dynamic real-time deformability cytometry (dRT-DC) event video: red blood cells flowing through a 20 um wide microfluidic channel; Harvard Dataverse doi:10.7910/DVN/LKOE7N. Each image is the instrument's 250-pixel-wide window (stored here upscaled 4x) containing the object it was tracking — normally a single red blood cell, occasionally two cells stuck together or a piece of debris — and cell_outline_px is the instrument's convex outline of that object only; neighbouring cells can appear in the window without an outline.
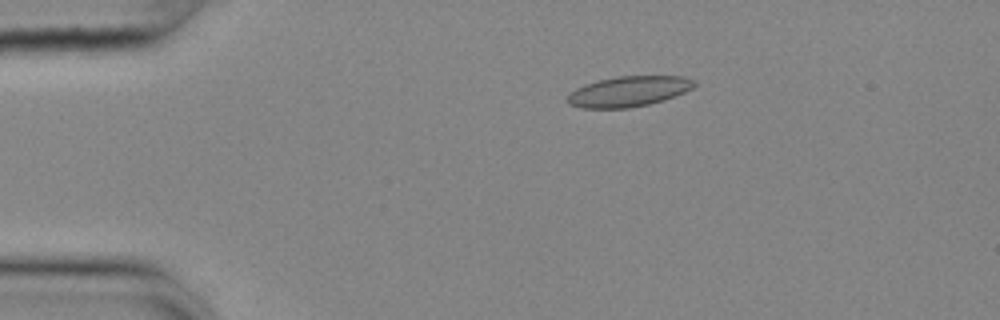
{"species": "common noctule bat (a hibernating species)", "species_latin": "Nyctalus noctula", "temperature_condition": "cold", "stored_images_in_passage": 53, "camera_frame_rate_fps": 3000, "um_per_image_px": 0.085, "animal": {"sex": "female", "body_mass_g": 25.1}, "frame": {"image": 1, "passage_image": 9, "time_ms": 2.667, "image_size_px": [1000, 320], "cell_outline_px": [[696, 84], [692, 88], [684, 92], [648, 104], [628, 108], [580, 108], [572, 104], [568, 100], [568, 96], [576, 88], [584, 84], [616, 76], [684, 76], [696, 80]], "centroid_in_image_um": [53.45, 7.75], "position_along_channel_um": 31.6, "area_um2": 22.14}}
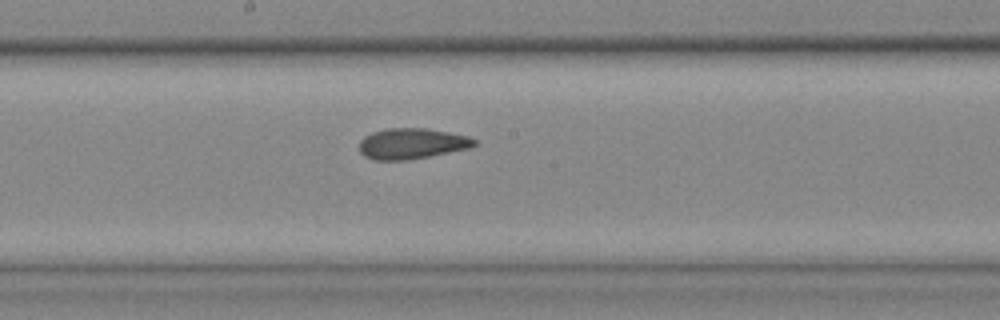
{"frame": {"image": 2, "passage_image": 28, "time_ms": 9.0, "image_size_px": [1000, 320], "cell_outline_px": [[476, 144], [468, 148], [408, 160], [372, 160], [364, 156], [360, 152], [360, 140], [364, 136], [372, 132], [388, 128], [424, 128], [448, 132], [468, 136], [476, 140]], "centroid_in_image_um": [34.96, 12.2], "position_along_channel_um": 213.2, "area_um2": 20.46}}
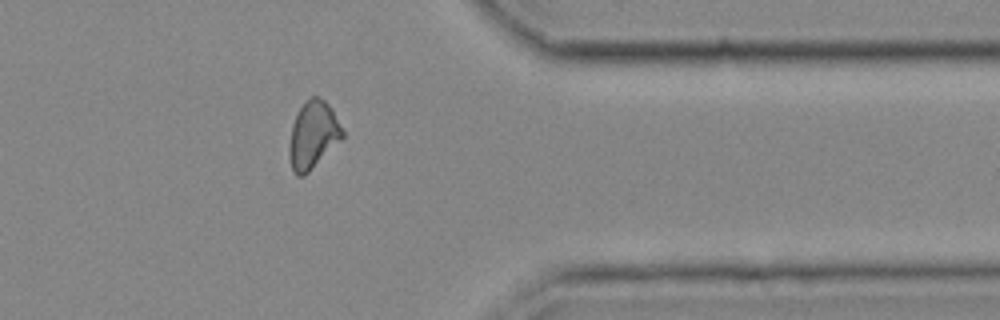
{"frame": {"image": 3, "passage_image": 43, "time_ms": 14.0, "image_size_px": [1000, 320], "cell_outline_px": [[344, 136], [304, 176], [296, 176], [292, 172], [288, 156], [288, 148], [292, 124], [300, 108], [312, 96], [316, 96], [324, 100], [332, 108], [344, 132]], "centroid_in_image_um": [26.58, 11.5], "position_along_channel_um": 384.8, "area_um2": 20.69}, "authors_computed_cell_mechanics": {"area_um2": 20.808, "velocity_mm_per_s": 3.6611, "shape_relaxation_time_tau1_ms": null, "shape_relaxation_time_tau2_ms": 2.7518, "deformation_change_tau1": null, "deformation_change_tau2": 0.0886}}